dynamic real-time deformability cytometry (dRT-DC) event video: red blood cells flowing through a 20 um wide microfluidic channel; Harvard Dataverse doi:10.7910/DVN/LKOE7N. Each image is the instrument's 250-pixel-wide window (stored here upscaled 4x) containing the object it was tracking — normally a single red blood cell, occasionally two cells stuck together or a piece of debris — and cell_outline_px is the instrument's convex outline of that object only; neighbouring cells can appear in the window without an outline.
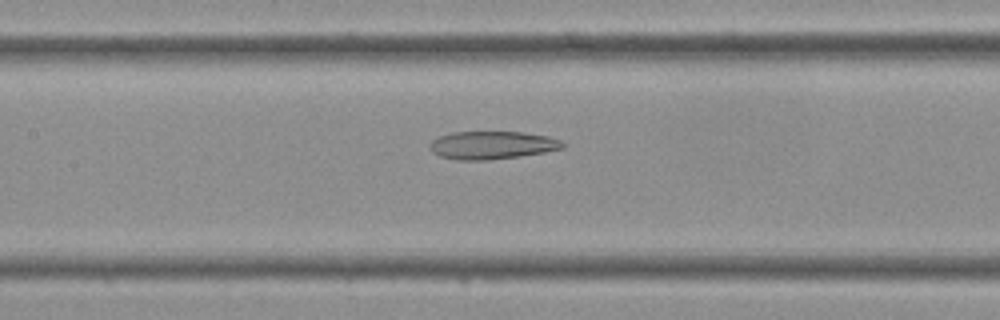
{"species": "Egyptian fruit bat (a non-hibernating species)", "species_latin": "Rousettus aegyptiacus", "temperature_condition": "cold", "stored_images_in_passage": 42, "camera_frame_rate_fps": 3000, "um_per_image_px": 0.085, "frame": {"image": 1, "passage_image": 19, "time_ms": 6.0, "image_size_px": [1000, 320], "cell_outline_px": [[564, 148], [544, 152], [520, 156], [488, 160], [456, 160], [440, 156], [432, 152], [428, 144], [432, 140], [440, 136], [452, 132], [524, 132], [548, 136], [560, 140], [564, 144]], "centroid_in_image_um": [41.81, 12.34], "position_along_channel_um": 165.6, "area_um2": 21.68}}
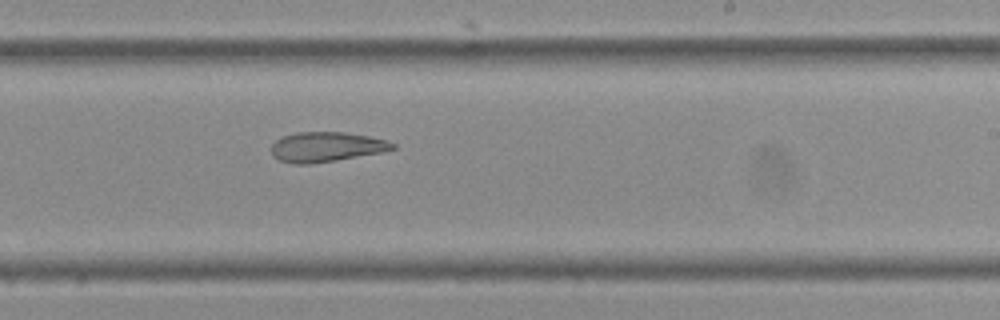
{"frame": {"image": 2, "passage_image": 25, "time_ms": 8.0, "image_size_px": [1000, 320], "cell_outline_px": [[396, 148], [380, 152], [336, 160], [312, 164], [292, 164], [276, 160], [272, 156], [272, 144], [276, 140], [284, 136], [296, 132], [344, 132], [368, 136], [388, 140], [396, 144]], "centroid_in_image_um": [27.7, 12.49], "position_along_channel_um": 261.3, "area_um2": 21.15}}
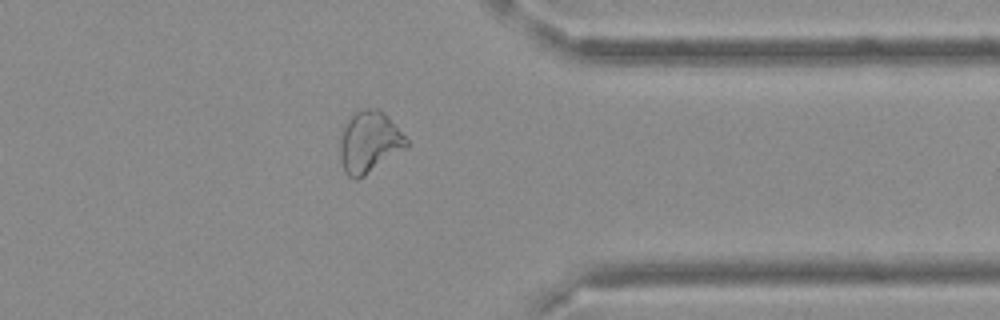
{"frame": {"image": 3, "passage_image": 33, "time_ms": 10.667, "image_size_px": [1000, 320], "cell_outline_px": [[408, 148], [364, 176], [356, 180], [352, 180], [344, 172], [340, 160], [340, 140], [344, 124], [356, 112], [364, 108], [376, 108], [384, 112], [388, 116], [408, 140]], "centroid_in_image_um": [31.39, 12.1], "position_along_channel_um": 380.0, "area_um2": 24.04}}